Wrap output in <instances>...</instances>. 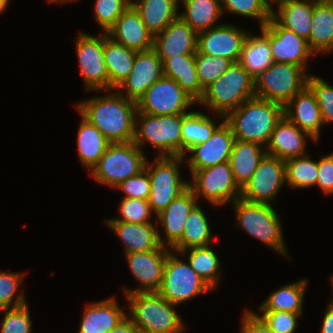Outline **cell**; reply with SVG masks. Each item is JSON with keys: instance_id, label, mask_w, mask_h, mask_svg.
Returning a JSON list of instances; mask_svg holds the SVG:
<instances>
[{"instance_id": "6da1fadb", "label": "cell", "mask_w": 333, "mask_h": 333, "mask_svg": "<svg viewBox=\"0 0 333 333\" xmlns=\"http://www.w3.org/2000/svg\"><path fill=\"white\" fill-rule=\"evenodd\" d=\"M75 106L110 143L134 141L137 102L127 99L116 89L114 93L95 96Z\"/></svg>"}, {"instance_id": "7a4b0ae2", "label": "cell", "mask_w": 333, "mask_h": 333, "mask_svg": "<svg viewBox=\"0 0 333 333\" xmlns=\"http://www.w3.org/2000/svg\"><path fill=\"white\" fill-rule=\"evenodd\" d=\"M283 115V105L255 96L230 111L224 119L231 127L235 139L266 147Z\"/></svg>"}, {"instance_id": "3957f363", "label": "cell", "mask_w": 333, "mask_h": 333, "mask_svg": "<svg viewBox=\"0 0 333 333\" xmlns=\"http://www.w3.org/2000/svg\"><path fill=\"white\" fill-rule=\"evenodd\" d=\"M130 313L128 316L138 327L139 333H182L184 323L174 310V304L158 292L126 294Z\"/></svg>"}, {"instance_id": "277c9868", "label": "cell", "mask_w": 333, "mask_h": 333, "mask_svg": "<svg viewBox=\"0 0 333 333\" xmlns=\"http://www.w3.org/2000/svg\"><path fill=\"white\" fill-rule=\"evenodd\" d=\"M253 97H255V78L236 62L204 90L203 97L198 103L208 106V110L222 118Z\"/></svg>"}, {"instance_id": "5b68a950", "label": "cell", "mask_w": 333, "mask_h": 333, "mask_svg": "<svg viewBox=\"0 0 333 333\" xmlns=\"http://www.w3.org/2000/svg\"><path fill=\"white\" fill-rule=\"evenodd\" d=\"M134 143L140 149L151 143L158 156H182V115L136 112Z\"/></svg>"}, {"instance_id": "8992f818", "label": "cell", "mask_w": 333, "mask_h": 333, "mask_svg": "<svg viewBox=\"0 0 333 333\" xmlns=\"http://www.w3.org/2000/svg\"><path fill=\"white\" fill-rule=\"evenodd\" d=\"M237 224L277 253L287 254L279 215L271 204L252 203L239 198L233 203Z\"/></svg>"}, {"instance_id": "52a82bcc", "label": "cell", "mask_w": 333, "mask_h": 333, "mask_svg": "<svg viewBox=\"0 0 333 333\" xmlns=\"http://www.w3.org/2000/svg\"><path fill=\"white\" fill-rule=\"evenodd\" d=\"M146 160L144 151L134 141L110 143L90 174L96 182L115 188L143 171Z\"/></svg>"}, {"instance_id": "ba28073f", "label": "cell", "mask_w": 333, "mask_h": 333, "mask_svg": "<svg viewBox=\"0 0 333 333\" xmlns=\"http://www.w3.org/2000/svg\"><path fill=\"white\" fill-rule=\"evenodd\" d=\"M183 159L184 156H157L152 165L146 161L145 169L150 177L148 201L155 216L189 188V182L180 176L179 164Z\"/></svg>"}, {"instance_id": "9c48e42d", "label": "cell", "mask_w": 333, "mask_h": 333, "mask_svg": "<svg viewBox=\"0 0 333 333\" xmlns=\"http://www.w3.org/2000/svg\"><path fill=\"white\" fill-rule=\"evenodd\" d=\"M305 72L301 66L273 62L255 78V96L285 106L306 87Z\"/></svg>"}, {"instance_id": "30bf717a", "label": "cell", "mask_w": 333, "mask_h": 333, "mask_svg": "<svg viewBox=\"0 0 333 333\" xmlns=\"http://www.w3.org/2000/svg\"><path fill=\"white\" fill-rule=\"evenodd\" d=\"M213 289L175 252L167 255L163 280L158 293L170 303L180 305L194 296Z\"/></svg>"}, {"instance_id": "8fae6325", "label": "cell", "mask_w": 333, "mask_h": 333, "mask_svg": "<svg viewBox=\"0 0 333 333\" xmlns=\"http://www.w3.org/2000/svg\"><path fill=\"white\" fill-rule=\"evenodd\" d=\"M189 188L195 197H203L215 206L235 203L241 196V188L236 183L229 161L193 171Z\"/></svg>"}, {"instance_id": "7c38bea8", "label": "cell", "mask_w": 333, "mask_h": 333, "mask_svg": "<svg viewBox=\"0 0 333 333\" xmlns=\"http://www.w3.org/2000/svg\"><path fill=\"white\" fill-rule=\"evenodd\" d=\"M196 102L166 76L156 81L138 100L137 112L151 115H185L188 107Z\"/></svg>"}, {"instance_id": "4fadbf2b", "label": "cell", "mask_w": 333, "mask_h": 333, "mask_svg": "<svg viewBox=\"0 0 333 333\" xmlns=\"http://www.w3.org/2000/svg\"><path fill=\"white\" fill-rule=\"evenodd\" d=\"M76 53L79 60L80 73L85 89L88 91H109V75L104 60V33L98 37L79 32Z\"/></svg>"}, {"instance_id": "5bb4252c", "label": "cell", "mask_w": 333, "mask_h": 333, "mask_svg": "<svg viewBox=\"0 0 333 333\" xmlns=\"http://www.w3.org/2000/svg\"><path fill=\"white\" fill-rule=\"evenodd\" d=\"M286 183L285 161L265 155L250 180L241 189V196L252 203L271 204Z\"/></svg>"}, {"instance_id": "9a60e30c", "label": "cell", "mask_w": 333, "mask_h": 333, "mask_svg": "<svg viewBox=\"0 0 333 333\" xmlns=\"http://www.w3.org/2000/svg\"><path fill=\"white\" fill-rule=\"evenodd\" d=\"M260 28L271 46L273 62L294 64L306 70L307 60L315 53L305 38L280 26L272 17Z\"/></svg>"}, {"instance_id": "2e32d148", "label": "cell", "mask_w": 333, "mask_h": 333, "mask_svg": "<svg viewBox=\"0 0 333 333\" xmlns=\"http://www.w3.org/2000/svg\"><path fill=\"white\" fill-rule=\"evenodd\" d=\"M171 251L170 248L161 245L156 250L125 254L129 269L137 282H140L141 288L125 289L124 295L139 292H158L163 280L167 255Z\"/></svg>"}, {"instance_id": "e0dca14e", "label": "cell", "mask_w": 333, "mask_h": 333, "mask_svg": "<svg viewBox=\"0 0 333 333\" xmlns=\"http://www.w3.org/2000/svg\"><path fill=\"white\" fill-rule=\"evenodd\" d=\"M249 32L234 24H221L198 33L197 50L210 56L239 61L244 40Z\"/></svg>"}, {"instance_id": "ac0fdd59", "label": "cell", "mask_w": 333, "mask_h": 333, "mask_svg": "<svg viewBox=\"0 0 333 333\" xmlns=\"http://www.w3.org/2000/svg\"><path fill=\"white\" fill-rule=\"evenodd\" d=\"M163 76V64L153 48L136 53L128 77L116 89L127 99L138 102L145 92ZM122 89L126 92L124 94Z\"/></svg>"}, {"instance_id": "d6986e66", "label": "cell", "mask_w": 333, "mask_h": 333, "mask_svg": "<svg viewBox=\"0 0 333 333\" xmlns=\"http://www.w3.org/2000/svg\"><path fill=\"white\" fill-rule=\"evenodd\" d=\"M235 136L231 127L224 121L203 143L193 146L186 160L190 173L229 161Z\"/></svg>"}, {"instance_id": "ffe728a7", "label": "cell", "mask_w": 333, "mask_h": 333, "mask_svg": "<svg viewBox=\"0 0 333 333\" xmlns=\"http://www.w3.org/2000/svg\"><path fill=\"white\" fill-rule=\"evenodd\" d=\"M197 42L198 33L178 16L162 32L153 36V49L163 64L179 55H195Z\"/></svg>"}, {"instance_id": "44dd1931", "label": "cell", "mask_w": 333, "mask_h": 333, "mask_svg": "<svg viewBox=\"0 0 333 333\" xmlns=\"http://www.w3.org/2000/svg\"><path fill=\"white\" fill-rule=\"evenodd\" d=\"M307 132L293 124L285 115L278 121L266 147V154L288 160L306 155Z\"/></svg>"}, {"instance_id": "7402d4cb", "label": "cell", "mask_w": 333, "mask_h": 333, "mask_svg": "<svg viewBox=\"0 0 333 333\" xmlns=\"http://www.w3.org/2000/svg\"><path fill=\"white\" fill-rule=\"evenodd\" d=\"M197 205L194 192L188 188L156 216L158 223L161 224L165 232L166 240L158 233L162 246L171 248L181 238L186 219Z\"/></svg>"}, {"instance_id": "603a6c76", "label": "cell", "mask_w": 333, "mask_h": 333, "mask_svg": "<svg viewBox=\"0 0 333 333\" xmlns=\"http://www.w3.org/2000/svg\"><path fill=\"white\" fill-rule=\"evenodd\" d=\"M107 34L114 41L136 52L153 48V35L132 5L116 20Z\"/></svg>"}, {"instance_id": "cb8c5ba5", "label": "cell", "mask_w": 333, "mask_h": 333, "mask_svg": "<svg viewBox=\"0 0 333 333\" xmlns=\"http://www.w3.org/2000/svg\"><path fill=\"white\" fill-rule=\"evenodd\" d=\"M284 115L301 130L307 132L315 142L318 141L324 122L318 102L307 87L284 106Z\"/></svg>"}, {"instance_id": "d4e9b609", "label": "cell", "mask_w": 333, "mask_h": 333, "mask_svg": "<svg viewBox=\"0 0 333 333\" xmlns=\"http://www.w3.org/2000/svg\"><path fill=\"white\" fill-rule=\"evenodd\" d=\"M125 244V254L146 252L158 249L159 241L156 226L153 223L138 224L122 221H104Z\"/></svg>"}, {"instance_id": "484cf974", "label": "cell", "mask_w": 333, "mask_h": 333, "mask_svg": "<svg viewBox=\"0 0 333 333\" xmlns=\"http://www.w3.org/2000/svg\"><path fill=\"white\" fill-rule=\"evenodd\" d=\"M126 315L114 297L90 303L86 305L78 333H107Z\"/></svg>"}, {"instance_id": "4316f807", "label": "cell", "mask_w": 333, "mask_h": 333, "mask_svg": "<svg viewBox=\"0 0 333 333\" xmlns=\"http://www.w3.org/2000/svg\"><path fill=\"white\" fill-rule=\"evenodd\" d=\"M314 0H284L271 11V17L282 27L309 39Z\"/></svg>"}, {"instance_id": "83f0119b", "label": "cell", "mask_w": 333, "mask_h": 333, "mask_svg": "<svg viewBox=\"0 0 333 333\" xmlns=\"http://www.w3.org/2000/svg\"><path fill=\"white\" fill-rule=\"evenodd\" d=\"M310 49L316 53L333 51V0H314Z\"/></svg>"}, {"instance_id": "f1b7e54d", "label": "cell", "mask_w": 333, "mask_h": 333, "mask_svg": "<svg viewBox=\"0 0 333 333\" xmlns=\"http://www.w3.org/2000/svg\"><path fill=\"white\" fill-rule=\"evenodd\" d=\"M136 51L114 41L104 33V60L109 75V91L117 89L130 74Z\"/></svg>"}, {"instance_id": "f546056e", "label": "cell", "mask_w": 333, "mask_h": 333, "mask_svg": "<svg viewBox=\"0 0 333 333\" xmlns=\"http://www.w3.org/2000/svg\"><path fill=\"white\" fill-rule=\"evenodd\" d=\"M265 155L266 149L262 145L235 139L229 163L234 179L241 189L250 180Z\"/></svg>"}, {"instance_id": "4dcf8cb0", "label": "cell", "mask_w": 333, "mask_h": 333, "mask_svg": "<svg viewBox=\"0 0 333 333\" xmlns=\"http://www.w3.org/2000/svg\"><path fill=\"white\" fill-rule=\"evenodd\" d=\"M163 75L175 80L196 103L203 97L204 90L198 80L195 55L167 59L163 63Z\"/></svg>"}, {"instance_id": "1f68e13d", "label": "cell", "mask_w": 333, "mask_h": 333, "mask_svg": "<svg viewBox=\"0 0 333 333\" xmlns=\"http://www.w3.org/2000/svg\"><path fill=\"white\" fill-rule=\"evenodd\" d=\"M135 1V2H134ZM132 6L140 14L147 30L155 36L162 32L178 14V0H134Z\"/></svg>"}, {"instance_id": "d6a6232c", "label": "cell", "mask_w": 333, "mask_h": 333, "mask_svg": "<svg viewBox=\"0 0 333 333\" xmlns=\"http://www.w3.org/2000/svg\"><path fill=\"white\" fill-rule=\"evenodd\" d=\"M81 122L77 134V147L81 163L91 169L104 155L110 142L103 136L100 130L85 119L81 114Z\"/></svg>"}, {"instance_id": "836d02e7", "label": "cell", "mask_w": 333, "mask_h": 333, "mask_svg": "<svg viewBox=\"0 0 333 333\" xmlns=\"http://www.w3.org/2000/svg\"><path fill=\"white\" fill-rule=\"evenodd\" d=\"M238 62L253 78H257L273 64L269 41L262 34L253 36L249 33L243 42Z\"/></svg>"}, {"instance_id": "e575fe53", "label": "cell", "mask_w": 333, "mask_h": 333, "mask_svg": "<svg viewBox=\"0 0 333 333\" xmlns=\"http://www.w3.org/2000/svg\"><path fill=\"white\" fill-rule=\"evenodd\" d=\"M185 12L179 16L197 33L219 26L217 19L223 14L218 0H181ZM215 24V25H214Z\"/></svg>"}, {"instance_id": "d590c367", "label": "cell", "mask_w": 333, "mask_h": 333, "mask_svg": "<svg viewBox=\"0 0 333 333\" xmlns=\"http://www.w3.org/2000/svg\"><path fill=\"white\" fill-rule=\"evenodd\" d=\"M308 279H302L280 287L258 307L261 311H280L302 314L303 298Z\"/></svg>"}, {"instance_id": "8d00e7d4", "label": "cell", "mask_w": 333, "mask_h": 333, "mask_svg": "<svg viewBox=\"0 0 333 333\" xmlns=\"http://www.w3.org/2000/svg\"><path fill=\"white\" fill-rule=\"evenodd\" d=\"M211 236L206 215L197 205L186 219L181 238L170 249L179 253L189 248L209 246Z\"/></svg>"}, {"instance_id": "74e56055", "label": "cell", "mask_w": 333, "mask_h": 333, "mask_svg": "<svg viewBox=\"0 0 333 333\" xmlns=\"http://www.w3.org/2000/svg\"><path fill=\"white\" fill-rule=\"evenodd\" d=\"M224 121L216 125L210 116L198 111L182 115V156L193 146L206 142Z\"/></svg>"}, {"instance_id": "f35d334b", "label": "cell", "mask_w": 333, "mask_h": 333, "mask_svg": "<svg viewBox=\"0 0 333 333\" xmlns=\"http://www.w3.org/2000/svg\"><path fill=\"white\" fill-rule=\"evenodd\" d=\"M190 251L188 255V263L190 267L212 288L217 289L219 284V277L221 272L220 262L216 253L209 246L204 247H194L183 251L179 254H186ZM220 273V274H219Z\"/></svg>"}, {"instance_id": "ab89813d", "label": "cell", "mask_w": 333, "mask_h": 333, "mask_svg": "<svg viewBox=\"0 0 333 333\" xmlns=\"http://www.w3.org/2000/svg\"><path fill=\"white\" fill-rule=\"evenodd\" d=\"M310 155L294 157L285 161L286 184L292 188H307L316 185L318 161Z\"/></svg>"}, {"instance_id": "60d3db41", "label": "cell", "mask_w": 333, "mask_h": 333, "mask_svg": "<svg viewBox=\"0 0 333 333\" xmlns=\"http://www.w3.org/2000/svg\"><path fill=\"white\" fill-rule=\"evenodd\" d=\"M232 61L220 57L210 56L200 53L198 50L195 54V64L198 80L203 90L216 81L231 65Z\"/></svg>"}, {"instance_id": "b9f144b4", "label": "cell", "mask_w": 333, "mask_h": 333, "mask_svg": "<svg viewBox=\"0 0 333 333\" xmlns=\"http://www.w3.org/2000/svg\"><path fill=\"white\" fill-rule=\"evenodd\" d=\"M224 10L237 15L259 20L260 27L266 25L271 18V11L262 0H221Z\"/></svg>"}, {"instance_id": "7bdbcfd3", "label": "cell", "mask_w": 333, "mask_h": 333, "mask_svg": "<svg viewBox=\"0 0 333 333\" xmlns=\"http://www.w3.org/2000/svg\"><path fill=\"white\" fill-rule=\"evenodd\" d=\"M23 278L24 275L21 273L0 272V310L27 304L22 291L17 295L18 287Z\"/></svg>"}, {"instance_id": "ee69618b", "label": "cell", "mask_w": 333, "mask_h": 333, "mask_svg": "<svg viewBox=\"0 0 333 333\" xmlns=\"http://www.w3.org/2000/svg\"><path fill=\"white\" fill-rule=\"evenodd\" d=\"M306 87L318 102L324 124L333 122V86L322 78L309 74Z\"/></svg>"}, {"instance_id": "f6af8a7d", "label": "cell", "mask_w": 333, "mask_h": 333, "mask_svg": "<svg viewBox=\"0 0 333 333\" xmlns=\"http://www.w3.org/2000/svg\"><path fill=\"white\" fill-rule=\"evenodd\" d=\"M130 5L128 0H96L95 21L102 27V31L107 33Z\"/></svg>"}, {"instance_id": "bcb514c9", "label": "cell", "mask_w": 333, "mask_h": 333, "mask_svg": "<svg viewBox=\"0 0 333 333\" xmlns=\"http://www.w3.org/2000/svg\"><path fill=\"white\" fill-rule=\"evenodd\" d=\"M119 212L122 218L114 217L111 220L104 221H122L138 224L152 223L149 221L152 211L148 200L123 198L120 203Z\"/></svg>"}, {"instance_id": "7dc6e473", "label": "cell", "mask_w": 333, "mask_h": 333, "mask_svg": "<svg viewBox=\"0 0 333 333\" xmlns=\"http://www.w3.org/2000/svg\"><path fill=\"white\" fill-rule=\"evenodd\" d=\"M4 312L0 333H32V320L28 304L16 308L1 309Z\"/></svg>"}, {"instance_id": "c3c4849f", "label": "cell", "mask_w": 333, "mask_h": 333, "mask_svg": "<svg viewBox=\"0 0 333 333\" xmlns=\"http://www.w3.org/2000/svg\"><path fill=\"white\" fill-rule=\"evenodd\" d=\"M257 314L273 333H294L297 328V318L302 314L280 311H261Z\"/></svg>"}, {"instance_id": "681fc988", "label": "cell", "mask_w": 333, "mask_h": 333, "mask_svg": "<svg viewBox=\"0 0 333 333\" xmlns=\"http://www.w3.org/2000/svg\"><path fill=\"white\" fill-rule=\"evenodd\" d=\"M114 189L123 191L126 194L124 198L148 200L150 194V177L148 171L144 169L138 175L124 180Z\"/></svg>"}, {"instance_id": "f907efd6", "label": "cell", "mask_w": 333, "mask_h": 333, "mask_svg": "<svg viewBox=\"0 0 333 333\" xmlns=\"http://www.w3.org/2000/svg\"><path fill=\"white\" fill-rule=\"evenodd\" d=\"M316 186L326 195L333 193V153L322 156L320 160H318Z\"/></svg>"}, {"instance_id": "816d5d0a", "label": "cell", "mask_w": 333, "mask_h": 333, "mask_svg": "<svg viewBox=\"0 0 333 333\" xmlns=\"http://www.w3.org/2000/svg\"><path fill=\"white\" fill-rule=\"evenodd\" d=\"M241 333H273L257 313L245 310L241 323Z\"/></svg>"}, {"instance_id": "f5cc1de1", "label": "cell", "mask_w": 333, "mask_h": 333, "mask_svg": "<svg viewBox=\"0 0 333 333\" xmlns=\"http://www.w3.org/2000/svg\"><path fill=\"white\" fill-rule=\"evenodd\" d=\"M107 333H139V330L127 314L112 330Z\"/></svg>"}, {"instance_id": "db71d44e", "label": "cell", "mask_w": 333, "mask_h": 333, "mask_svg": "<svg viewBox=\"0 0 333 333\" xmlns=\"http://www.w3.org/2000/svg\"><path fill=\"white\" fill-rule=\"evenodd\" d=\"M327 305L320 333H333V301L330 300Z\"/></svg>"}, {"instance_id": "11a10c76", "label": "cell", "mask_w": 333, "mask_h": 333, "mask_svg": "<svg viewBox=\"0 0 333 333\" xmlns=\"http://www.w3.org/2000/svg\"><path fill=\"white\" fill-rule=\"evenodd\" d=\"M266 6L270 9L273 10L272 4L275 3L276 5H279L282 3L284 0H262ZM272 3V4H271ZM278 3V4H277Z\"/></svg>"}, {"instance_id": "9f6ffc18", "label": "cell", "mask_w": 333, "mask_h": 333, "mask_svg": "<svg viewBox=\"0 0 333 333\" xmlns=\"http://www.w3.org/2000/svg\"><path fill=\"white\" fill-rule=\"evenodd\" d=\"M9 3V0H0V14L4 12L6 9L7 5Z\"/></svg>"}, {"instance_id": "6f0895ef", "label": "cell", "mask_w": 333, "mask_h": 333, "mask_svg": "<svg viewBox=\"0 0 333 333\" xmlns=\"http://www.w3.org/2000/svg\"><path fill=\"white\" fill-rule=\"evenodd\" d=\"M49 3L51 2H53V3H55V2H61V3H68V2H72V1H76V0H47Z\"/></svg>"}, {"instance_id": "680465c9", "label": "cell", "mask_w": 333, "mask_h": 333, "mask_svg": "<svg viewBox=\"0 0 333 333\" xmlns=\"http://www.w3.org/2000/svg\"><path fill=\"white\" fill-rule=\"evenodd\" d=\"M332 287H333V276L331 277ZM333 301V298L331 299Z\"/></svg>"}]
</instances>
